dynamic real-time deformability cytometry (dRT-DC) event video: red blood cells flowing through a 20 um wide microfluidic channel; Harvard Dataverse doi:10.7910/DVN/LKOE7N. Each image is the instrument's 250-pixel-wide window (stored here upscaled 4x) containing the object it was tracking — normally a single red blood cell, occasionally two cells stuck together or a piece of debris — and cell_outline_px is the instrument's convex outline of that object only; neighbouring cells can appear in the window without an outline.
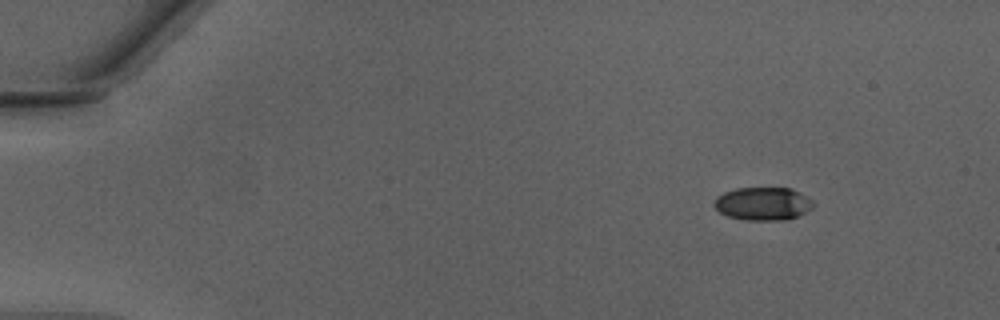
{"species": "Egyptian fruit bat (a non-hibernating species)", "species_latin": "Rousettus aegyptiacus", "temperature_condition": "warm", "stored_images_in_passage": 44, "camera_frame_rate_fps": 3000, "um_per_image_px": 0.085, "animal": {"sex": "male"}, "frame": {"image": 1, "passage_image": 1, "time_ms": 0.0, "image_size_px": [1000, 320], "cell_outline_px": [[816, 204], [812, 208], [796, 216], [784, 220], [748, 220], [728, 216], [720, 212], [712, 204], [716, 196], [724, 192], [736, 188], [792, 188], [800, 192], [812, 200]], "centroid_in_image_um": [64.84, 17.3], "position_along_channel_um": 20.2, "area_um2": 19.13}}
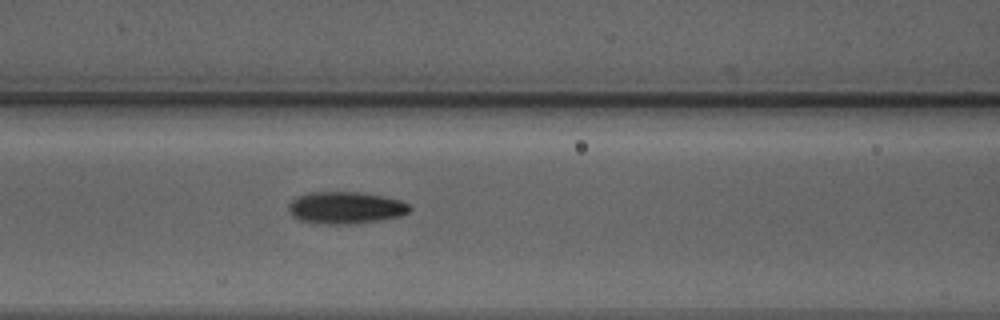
{"frame": {"image": 2, "passage_image": 17, "time_ms": 5.333, "image_size_px": [1000, 320], "cell_outline_px": [[412, 208], [408, 212], [400, 216], [380, 220], [348, 224], [328, 224], [300, 220], [292, 216], [288, 208], [288, 204], [296, 196], [308, 192], [356, 192], [380, 196], [400, 200], [408, 204]], "centroid_in_image_um": [29.34, 17.65], "position_along_channel_um": 137.3, "area_um2": 22.43}}
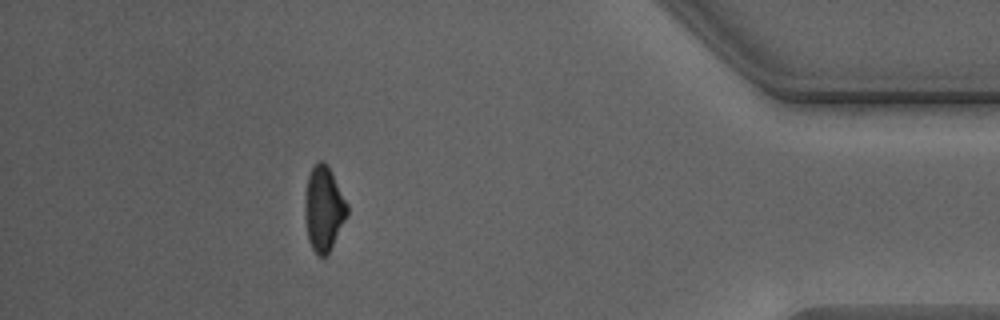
{"frame": {"image": 3, "passage_image": 39, "time_ms": 12.667, "image_size_px": [1000, 320], "cell_outline_px": [[348, 216], [328, 252], [324, 256], [320, 256], [312, 248], [308, 240], [304, 208], [308, 176], [312, 168], [320, 160], [328, 164], [348, 204]], "centroid_in_image_um": [27.53, 17.71], "position_along_channel_um": 407.7, "area_um2": 20.69}, "authors_computed_cell_mechanics": {"area_um2": 20.8947, "velocity_mm_per_s": 4.2975, "shape_relaxation_time_tau1_ms": 2.4532, "shape_relaxation_time_tau2_ms": 1.6032, "deformation_change_tau1": 0.1315, "deformation_change_tau2": 0.0795}}